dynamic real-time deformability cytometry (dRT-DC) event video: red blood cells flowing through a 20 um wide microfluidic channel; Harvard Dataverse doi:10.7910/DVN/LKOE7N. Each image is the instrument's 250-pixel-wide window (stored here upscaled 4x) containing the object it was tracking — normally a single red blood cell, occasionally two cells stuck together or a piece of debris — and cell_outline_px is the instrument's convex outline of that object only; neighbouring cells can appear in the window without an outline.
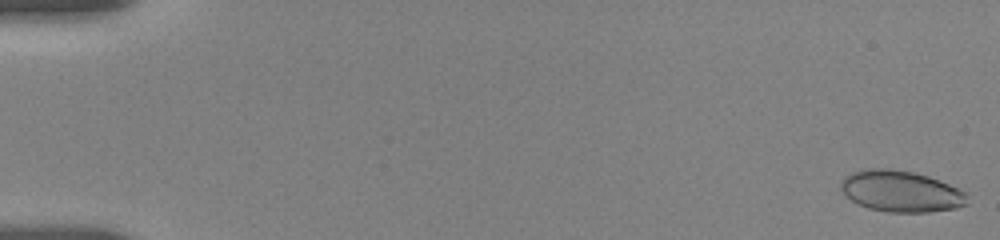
{"species": "human", "species_latin": "Homo sapiens", "temperature_condition": "room temperature", "stored_images_in_passage": 45, "camera_frame_rate_fps": 3000, "um_per_image_px": 0.085, "donor": {"sex": "female"}, "frame": {"image": 1, "passage_image": 1, "time_ms": 0.0, "image_size_px": [1000, 240], "cell_outline_px": [[968, 204], [956, 208], [928, 212], [888, 212], [868, 208], [852, 200], [840, 188], [840, 180], [844, 176], [852, 172], [864, 168], [888, 168], [912, 172], [928, 176], [968, 192]], "centroid_in_image_um": [76.59, 16.25], "position_along_channel_um": 8.4, "area_um2": 30.52}}
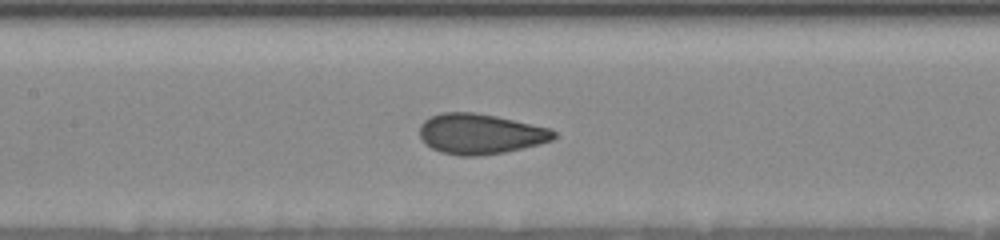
{"frame": {"image": 2, "passage_image": 19, "time_ms": 8.667, "image_size_px": [1000, 240], "cell_outline_px": [[556, 136], [552, 140], [540, 144], [504, 152], [480, 156], [460, 156], [440, 152], [424, 144], [420, 136], [420, 124], [424, 120], [440, 112], [476, 112], [496, 116], [552, 128], [556, 132]], "centroid_in_image_um": [40.82, 11.38], "position_along_channel_um": 166.6, "area_um2": 31.79}}
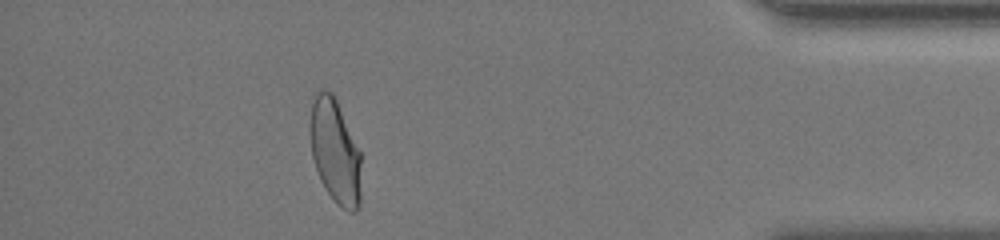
{"frame": {"image": 3, "passage_image": 40, "time_ms": 16.333, "image_size_px": [1000, 240], "cell_outline_px": [[360, 204], [356, 212], [348, 212], [340, 208], [336, 204], [320, 180], [312, 156], [308, 132], [308, 124], [312, 104], [316, 92], [320, 88], [332, 92], [336, 100], [360, 152]], "centroid_in_image_um": [28.45, 12.88], "position_along_channel_um": 406.7, "area_um2": 31.27}, "authors_computed_cell_mechanics": {"area_um2": 30.9808, "velocity_mm_per_s": 3.6589, "shape_relaxation_time_tau1_ms": 4.7104, "shape_relaxation_time_tau2_ms": null, "deformation_change_tau1": 0.143, "deformation_change_tau2": null}}